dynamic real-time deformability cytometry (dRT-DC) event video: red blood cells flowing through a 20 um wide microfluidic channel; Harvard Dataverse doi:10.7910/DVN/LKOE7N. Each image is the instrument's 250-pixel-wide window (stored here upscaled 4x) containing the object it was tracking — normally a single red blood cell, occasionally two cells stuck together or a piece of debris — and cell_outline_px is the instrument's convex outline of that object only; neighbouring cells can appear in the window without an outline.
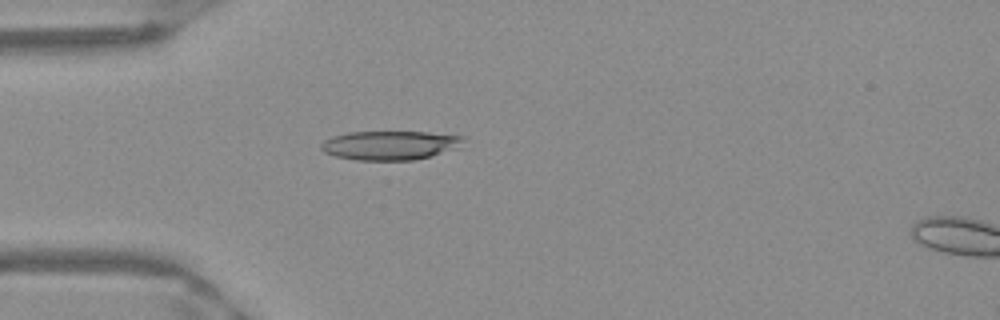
{"species": "Egyptian fruit bat (a non-hibernating species)", "species_latin": "Rousettus aegyptiacus", "temperature_condition": "warm", "stored_images_in_passage": 37, "camera_frame_rate_fps": 3000, "um_per_image_px": 0.085, "frame": {"image": 1, "passage_image": 1, "time_ms": 0.0, "image_size_px": [1000, 320], "cell_outline_px": [[464, 140], [460, 148], [412, 160], [356, 160], [336, 156], [324, 152], [320, 148], [320, 144], [324, 140], [332, 136], [348, 132], [428, 132], [464, 136]], "centroid_in_image_um": [33.15, 12.34], "position_along_channel_um": 51.9, "area_um2": 24.1}}
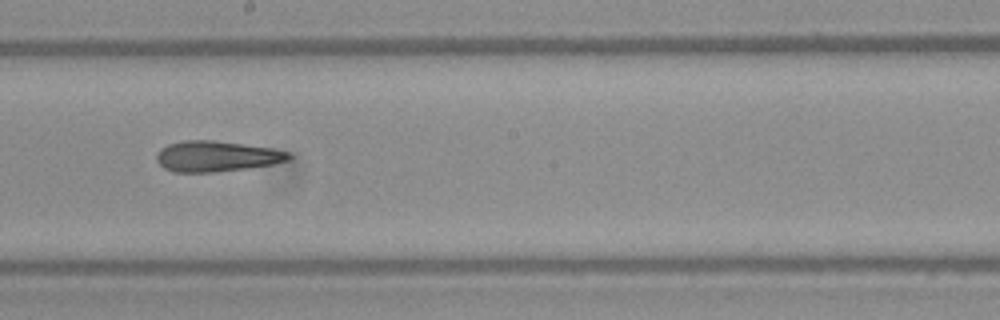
{"frame": {"image": 2, "passage_image": 15, "time_ms": 4.667, "image_size_px": [1000, 320], "cell_outline_px": [[292, 160], [272, 164], [248, 168], [212, 172], [172, 172], [164, 168], [156, 160], [156, 156], [160, 148], [168, 144], [184, 140], [212, 140], [272, 148], [288, 152], [292, 156]], "centroid_in_image_um": [18.4, 13.28], "position_along_channel_um": 229.8, "area_um2": 23.64}}
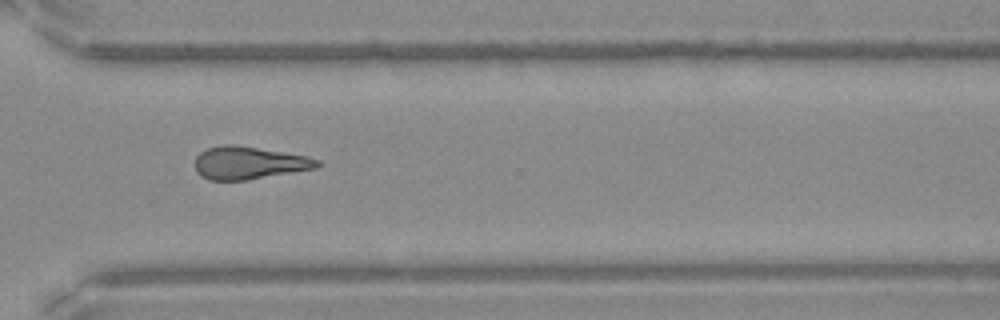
{"frame": {"image": 3, "passage_image": 24, "time_ms": 7.667, "image_size_px": [1000, 320], "cell_outline_px": [[320, 164], [316, 168], [248, 180], [208, 180], [200, 176], [196, 172], [196, 156], [200, 152], [208, 148], [224, 144], [232, 144], [304, 156], [320, 160]], "centroid_in_image_um": [21.11, 13.86], "position_along_channel_um": 349.5, "area_um2": 23.0}}